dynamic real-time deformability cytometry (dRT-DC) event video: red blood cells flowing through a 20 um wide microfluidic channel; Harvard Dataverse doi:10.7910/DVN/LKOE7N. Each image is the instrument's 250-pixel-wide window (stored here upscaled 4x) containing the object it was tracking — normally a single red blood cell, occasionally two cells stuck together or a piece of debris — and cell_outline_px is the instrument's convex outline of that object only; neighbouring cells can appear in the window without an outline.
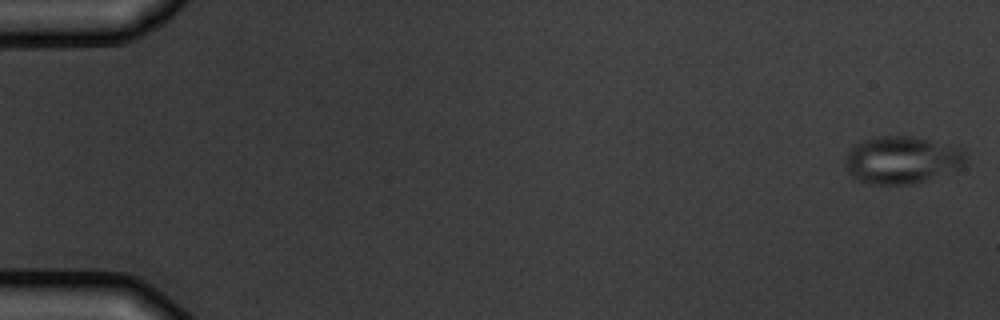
{"species": "common noctule bat (a hibernating species)", "species_latin": "Nyctalus noctula", "temperature_condition": "warm", "stored_images_in_passage": 8, "camera_frame_rate_fps": 3000, "um_per_image_px": 0.085, "animal": {"sex": "male", "body_mass_g": 19.5, "forearm_length_mm": 54.6}, "frame": {"image": 1, "passage_image": 1, "time_ms": 0.0, "image_size_px": [1000, 320], "cell_outline_px": [[968, 160], [956, 172], [928, 180], [912, 184], [872, 184], [860, 180], [852, 176], [848, 172], [844, 160], [848, 152], [856, 144], [864, 140], [876, 136], [912, 136], [960, 144], [964, 148]], "centroid_in_image_um": [76.79, 13.58], "position_along_channel_um": 8.2, "area_um2": 34.28}}